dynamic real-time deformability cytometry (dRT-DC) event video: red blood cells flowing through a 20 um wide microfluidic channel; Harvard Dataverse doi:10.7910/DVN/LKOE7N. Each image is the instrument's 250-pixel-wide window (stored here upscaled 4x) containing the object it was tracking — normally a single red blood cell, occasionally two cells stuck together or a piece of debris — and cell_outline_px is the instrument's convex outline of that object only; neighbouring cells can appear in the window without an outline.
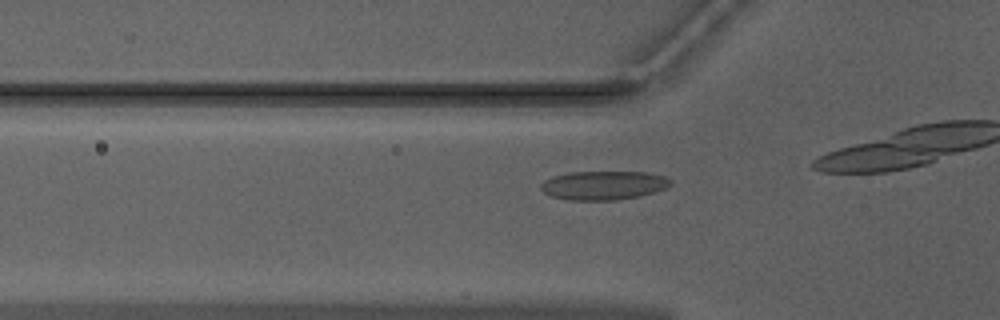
{"species": "Egyptian fruit bat (a non-hibernating species)", "species_latin": "Rousettus aegyptiacus", "temperature_condition": "warm", "stored_images_in_passage": 14, "camera_frame_rate_fps": 3000, "um_per_image_px": 0.085, "animal": {"sex": "male"}, "frame": {"image": 1, "passage_image": 10, "time_ms": 3.0, "image_size_px": [1000, 320], "cell_outline_px": [[672, 184], [656, 192], [640, 196], [616, 200], [568, 200], [552, 196], [544, 192], [540, 188], [540, 184], [544, 180], [552, 176], [568, 172], [644, 172], [664, 176], [672, 180]], "centroid_in_image_um": [51.29, 15.75], "position_along_channel_um": 74.5, "area_um2": 21.91}}